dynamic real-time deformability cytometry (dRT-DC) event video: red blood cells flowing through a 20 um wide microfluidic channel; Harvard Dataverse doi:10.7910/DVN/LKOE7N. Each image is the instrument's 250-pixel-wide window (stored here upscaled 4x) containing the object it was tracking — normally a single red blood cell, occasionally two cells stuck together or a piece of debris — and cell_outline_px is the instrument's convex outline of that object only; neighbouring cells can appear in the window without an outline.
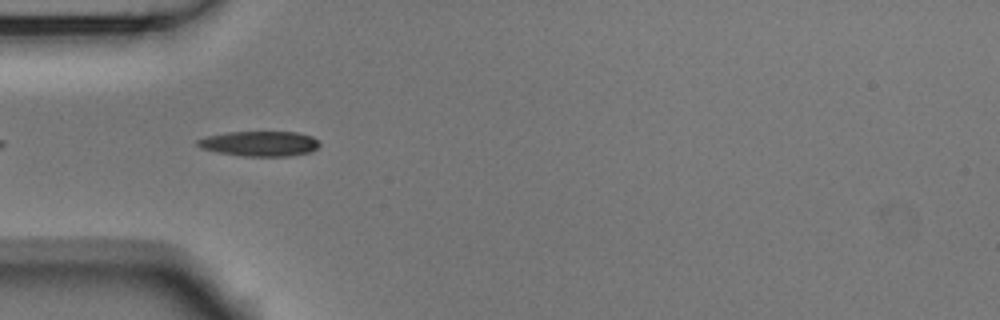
{"species": "Egyptian fruit bat (a non-hibernating species)", "species_latin": "Rousettus aegyptiacus", "temperature_condition": "room temperature", "stored_images_in_passage": 40, "camera_frame_rate_fps": 3000, "um_per_image_px": 0.085, "animal": {"sex": "male"}, "frame": {"image": 1, "passage_image": 3, "time_ms": 0.667, "image_size_px": [1000, 320], "cell_outline_px": [[320, 144], [312, 152], [288, 156], [244, 156], [220, 152], [200, 148], [196, 144], [196, 140], [204, 136], [228, 132], [296, 132], [312, 136]], "centroid_in_image_um": [22.05, 12.2], "position_along_channel_um": 63.0, "area_um2": 17.8}}
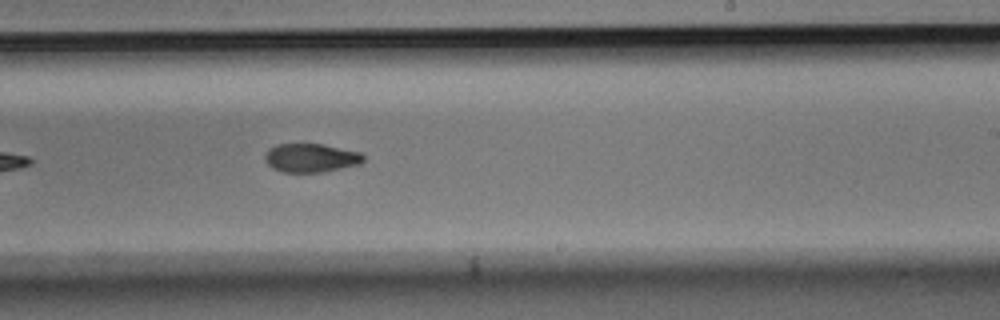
{"frame": {"image": 2, "passage_image": 19, "time_ms": 6.0, "image_size_px": [1000, 320], "cell_outline_px": [[364, 160], [360, 164], [324, 172], [280, 172], [272, 168], [264, 160], [264, 156], [268, 148], [276, 144], [324, 144], [360, 152], [364, 156]], "centroid_in_image_um": [26.4, 13.42], "position_along_channel_um": 262.6, "area_um2": 16.65}}
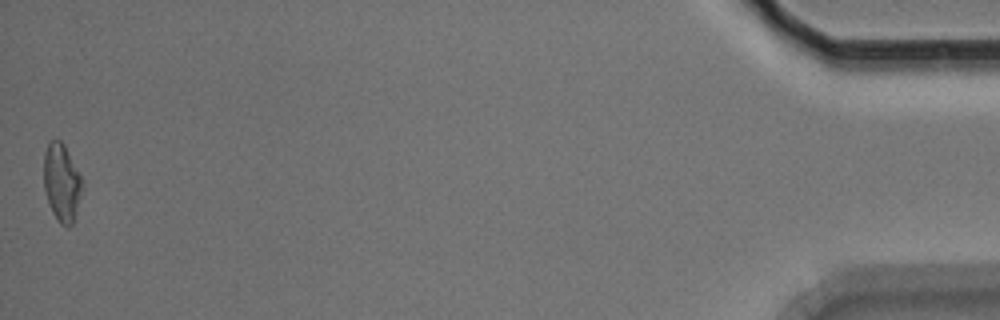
{"frame": {"image": 3, "passage_image": 40, "time_ms": 13.0, "image_size_px": [1000, 320], "cell_outline_px": [[84, 184], [76, 212], [72, 224], [68, 228], [60, 224], [56, 220], [52, 212], [44, 188], [44, 152], [48, 144], [52, 140], [60, 140], [64, 144]], "centroid_in_image_um": [5.24, 15.55], "position_along_channel_um": 430.0, "area_um2": 17.28}, "authors_computed_cell_mechanics": {"area_um2": 17.3978, "velocity_mm_per_s": 3.7511, "shape_relaxation_time_tau1_ms": 7.7371, "shape_relaxation_time_tau2_ms": 3.937, "deformation_change_tau1": 0.2065, "deformation_change_tau2": 0.0944}}